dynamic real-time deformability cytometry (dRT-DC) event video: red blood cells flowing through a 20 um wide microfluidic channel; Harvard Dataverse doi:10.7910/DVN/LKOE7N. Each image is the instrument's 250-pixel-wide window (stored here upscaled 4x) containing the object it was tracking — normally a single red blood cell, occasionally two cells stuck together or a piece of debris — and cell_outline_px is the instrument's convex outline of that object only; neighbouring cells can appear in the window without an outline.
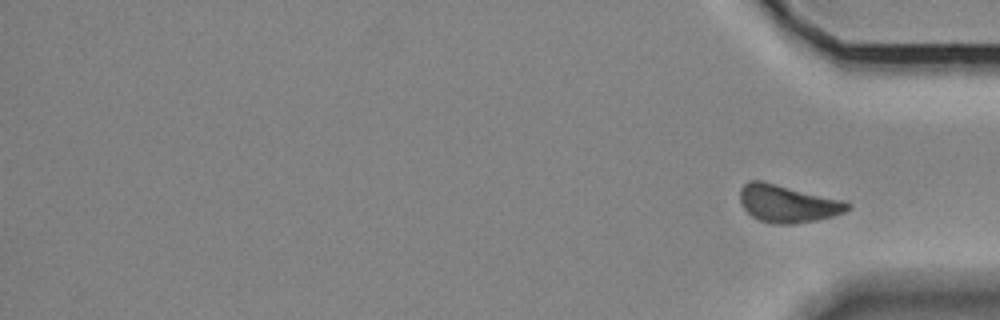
{"species": "Egyptian fruit bat (a non-hibernating species)", "species_latin": "Rousettus aegyptiacus", "temperature_condition": "room temperature", "stored_images_in_passage": 40, "segment_of_instrument_passage": [2, 2], "camera_frame_rate_fps": 3000, "um_per_image_px": 0.085, "animal": {"sex": "female"}, "frame": {"image": 1, "passage_image": 40, "time_ms": 13.0, "image_size_px": [1000, 320], "cell_outline_px": [[852, 208], [844, 212], [832, 216], [816, 220], [792, 224], [772, 224], [760, 220], [752, 216], [744, 208], [740, 200], [740, 188], [748, 180], [760, 180], [848, 200], [852, 204]], "centroid_in_image_um": [67.0, 17.29], "position_along_channel_um": 368.2, "area_um2": 23.87}}